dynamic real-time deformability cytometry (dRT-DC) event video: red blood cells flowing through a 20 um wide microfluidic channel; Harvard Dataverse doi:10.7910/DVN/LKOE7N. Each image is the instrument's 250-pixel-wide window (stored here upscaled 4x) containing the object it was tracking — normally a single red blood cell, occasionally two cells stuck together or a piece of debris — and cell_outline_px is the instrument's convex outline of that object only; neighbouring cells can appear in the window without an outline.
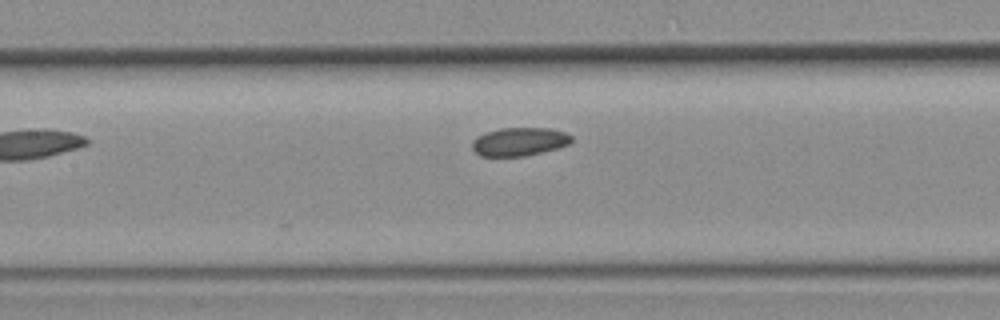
{"species": "common noctule bat (a hibernating species)", "species_latin": "Nyctalus noctula", "temperature_condition": "room temperature", "stored_images_in_passage": 6, "camera_frame_rate_fps": 3000, "um_per_image_px": 0.085, "animal": {"sex": "female", "body_mass_g": 19.3, "forearm_length_mm": 54.1}, "frame": {"image": 1, "passage_image": 5, "time_ms": 1.333, "image_size_px": [1000, 320], "cell_outline_px": [[572, 140], [568, 144], [556, 148], [524, 156], [480, 156], [472, 148], [472, 140], [476, 136], [484, 132], [500, 128], [552, 128], [564, 132], [572, 136]], "centroid_in_image_um": [44.1, 12.03], "position_along_channel_um": 163.3, "area_um2": 16.42}}